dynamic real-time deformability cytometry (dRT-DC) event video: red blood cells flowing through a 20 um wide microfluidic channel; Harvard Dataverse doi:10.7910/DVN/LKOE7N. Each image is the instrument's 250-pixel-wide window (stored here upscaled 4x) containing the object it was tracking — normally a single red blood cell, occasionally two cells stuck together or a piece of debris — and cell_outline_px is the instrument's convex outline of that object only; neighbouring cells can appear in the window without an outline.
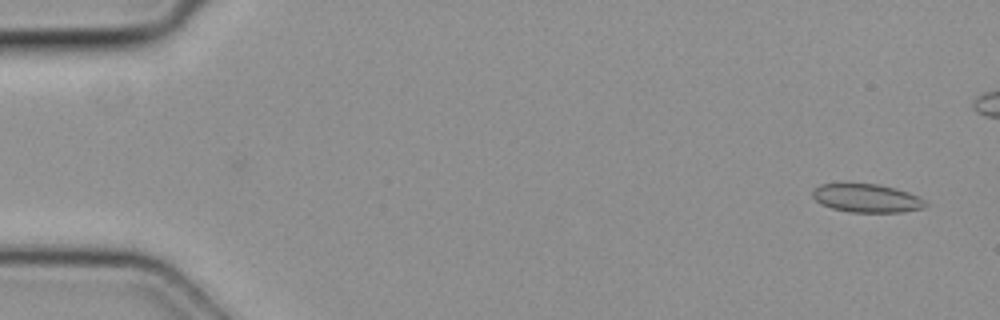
{"species": "common noctule bat (a hibernating species)", "species_latin": "Nyctalus noctula", "temperature_condition": "cold", "stored_images_in_passage": 11, "camera_frame_rate_fps": 3000, "um_per_image_px": 0.085, "animal": {"sex": "female", "body_mass_g": 19.3, "forearm_length_mm": 54.1}, "frame": {"image": 1, "passage_image": 2, "time_ms": 0.333, "image_size_px": [1000, 320], "cell_outline_px": [[928, 204], [924, 208], [904, 212], [848, 212], [832, 208], [820, 204], [812, 196], [812, 192], [820, 184], [844, 180], [880, 184], [896, 188], [908, 192], [924, 200]], "centroid_in_image_um": [73.61, 16.79], "position_along_channel_um": 11.4, "area_um2": 19.54}}